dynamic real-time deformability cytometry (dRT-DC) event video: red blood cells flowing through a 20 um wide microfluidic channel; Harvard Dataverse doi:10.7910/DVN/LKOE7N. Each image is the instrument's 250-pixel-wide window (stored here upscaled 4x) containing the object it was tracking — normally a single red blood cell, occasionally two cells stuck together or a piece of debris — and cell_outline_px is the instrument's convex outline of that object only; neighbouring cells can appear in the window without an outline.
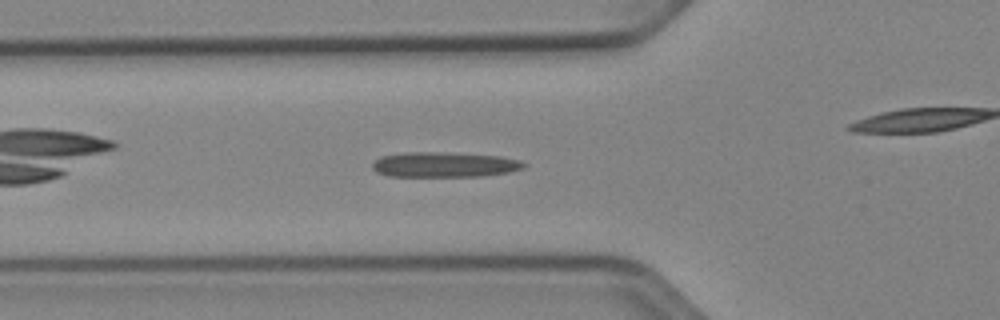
{"species": "Egyptian fruit bat (a non-hibernating species)", "species_latin": "Rousettus aegyptiacus", "temperature_condition": "cold", "stored_images_in_passage": 40, "camera_frame_rate_fps": 3000, "um_per_image_px": 0.085, "animal": {"sex": "female"}, "frame": {"image": 1, "passage_image": 6, "time_ms": 1.667, "image_size_px": [1000, 320], "cell_outline_px": [[528, 164], [524, 168], [508, 172], [484, 176], [388, 176], [376, 172], [372, 168], [372, 164], [380, 156], [404, 152], [440, 152], [500, 156], [520, 160]], "centroid_in_image_um": [37.77, 13.99], "position_along_channel_um": 88.0, "area_um2": 22.25}}
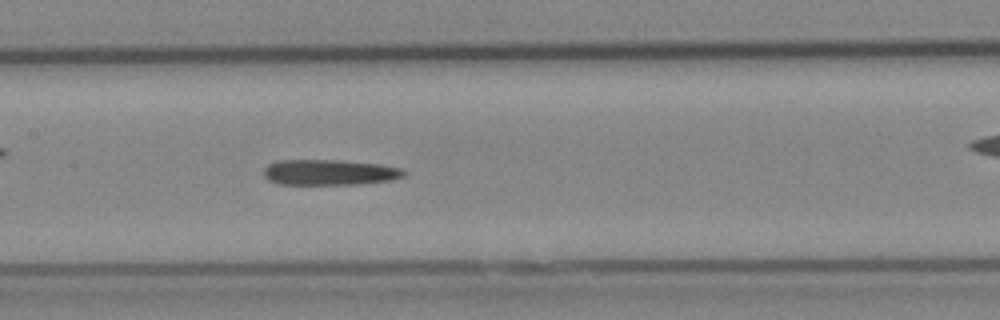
{"frame": {"image": 2, "passage_image": 13, "time_ms": 4.0, "image_size_px": [1000, 320], "cell_outline_px": [[408, 172], [404, 176], [388, 180], [356, 184], [280, 184], [268, 180], [264, 176], [264, 168], [268, 164], [280, 160], [340, 160], [380, 164], [400, 168]], "centroid_in_image_um": [27.99, 14.64], "position_along_channel_um": 179.4, "area_um2": 20.81}}
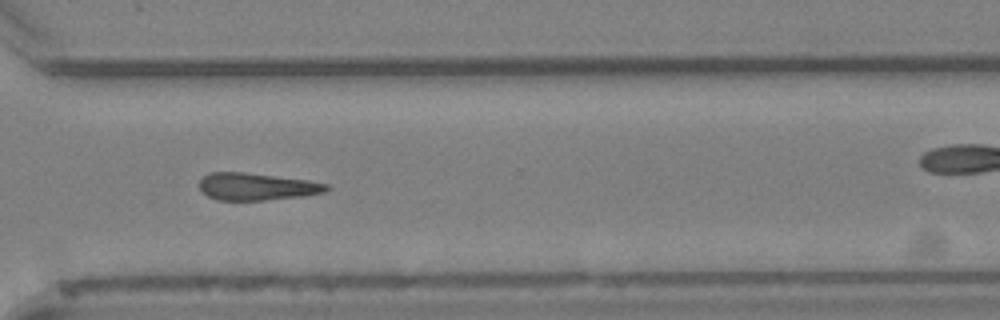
{"frame": {"image": 3, "passage_image": 26, "time_ms": 8.333, "image_size_px": [1000, 320], "cell_outline_px": [[332, 188], [324, 192], [304, 196], [264, 200], [216, 200], [200, 192], [200, 180], [208, 172], [244, 172], [308, 180], [328, 184]], "centroid_in_image_um": [21.81, 15.86], "position_along_channel_um": 348.8, "area_um2": 20.29}}